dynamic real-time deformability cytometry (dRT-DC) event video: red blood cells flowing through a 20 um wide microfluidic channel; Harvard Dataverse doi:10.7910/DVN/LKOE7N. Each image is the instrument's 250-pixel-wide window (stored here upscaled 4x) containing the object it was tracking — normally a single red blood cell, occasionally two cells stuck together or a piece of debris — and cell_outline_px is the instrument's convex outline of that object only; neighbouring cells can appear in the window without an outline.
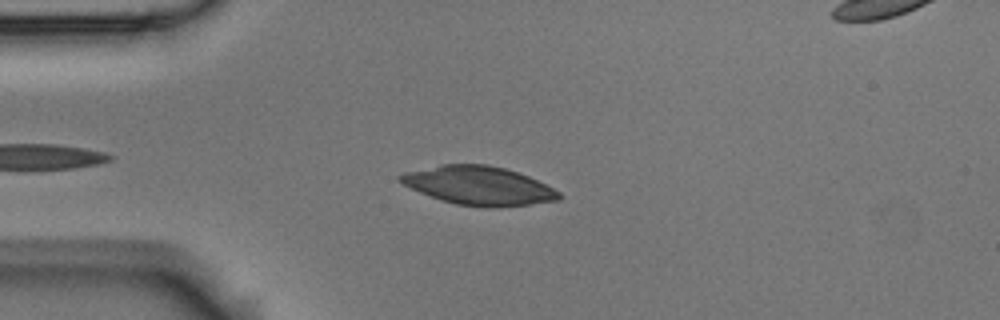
{"species": "Egyptian fruit bat (a non-hibernating species)", "species_latin": "Rousettus aegyptiacus", "temperature_condition": "room temperature", "stored_images_in_passage": 5, "segment_of_instrument_passage": [1, 2], "camera_frame_rate_fps": 3000, "um_per_image_px": 0.085, "animal": {"sex": "male"}, "frame": {"image": 1, "passage_image": 4, "time_ms": 1.0, "image_size_px": [1000, 320], "cell_outline_px": [[564, 196], [560, 200], [496, 208], [488, 208], [456, 204], [440, 200], [420, 192], [396, 180], [396, 176], [404, 172], [440, 164], [488, 164], [504, 168], [528, 176], [560, 192]], "centroid_in_image_um": [40.67, 15.78], "position_along_channel_um": 44.3, "area_um2": 35.84}}